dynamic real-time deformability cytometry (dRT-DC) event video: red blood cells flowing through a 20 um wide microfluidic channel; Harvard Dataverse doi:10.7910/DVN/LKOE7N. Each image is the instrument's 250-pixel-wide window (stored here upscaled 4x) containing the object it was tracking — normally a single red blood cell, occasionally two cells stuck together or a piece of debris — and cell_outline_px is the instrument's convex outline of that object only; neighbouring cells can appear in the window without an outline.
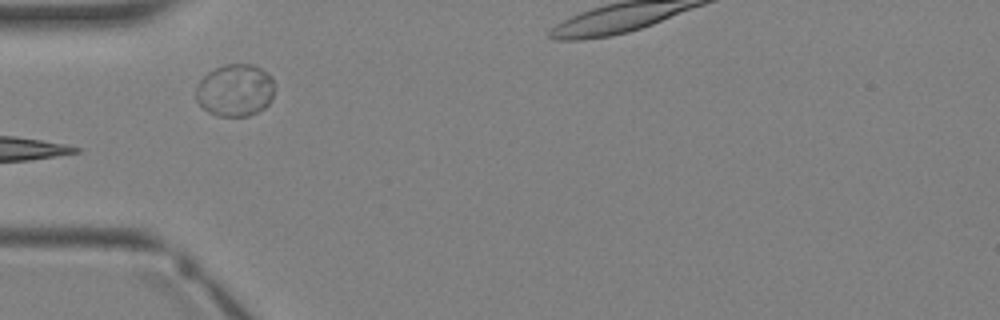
{"species": "Egyptian fruit bat (a non-hibernating species)", "species_latin": "Rousettus aegyptiacus", "temperature_condition": "warm", "stored_images_in_passage": 5, "segment_of_instrument_passage": [1, 2], "camera_frame_rate_fps": 3000, "um_per_image_px": 0.085, "animal": {"sex": "female"}, "frame": {"image": 1, "passage_image": 4, "time_ms": 3.667, "image_size_px": [1000, 320], "cell_outline_px": [[272, 100], [264, 108], [248, 116], [220, 116], [208, 112], [196, 100], [196, 88], [200, 80], [208, 72], [224, 64], [252, 64], [268, 72], [272, 76]], "centroid_in_image_um": [19.98, 7.66], "position_along_channel_um": 65.0, "area_um2": 23.87}}